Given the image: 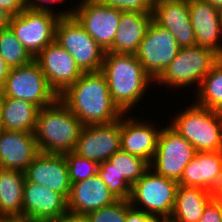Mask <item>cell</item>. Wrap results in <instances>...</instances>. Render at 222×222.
Returning a JSON list of instances; mask_svg holds the SVG:
<instances>
[{
	"label": "cell",
	"instance_id": "cell-1",
	"mask_svg": "<svg viewBox=\"0 0 222 222\" xmlns=\"http://www.w3.org/2000/svg\"><path fill=\"white\" fill-rule=\"evenodd\" d=\"M58 98L83 126L109 124L123 116L112 100L106 78L101 71L84 72Z\"/></svg>",
	"mask_w": 222,
	"mask_h": 222
},
{
	"label": "cell",
	"instance_id": "cell-2",
	"mask_svg": "<svg viewBox=\"0 0 222 222\" xmlns=\"http://www.w3.org/2000/svg\"><path fill=\"white\" fill-rule=\"evenodd\" d=\"M114 104L128 114L139 103L154 80L133 54L105 52L101 67ZM149 85V86H148ZM145 92V93H144Z\"/></svg>",
	"mask_w": 222,
	"mask_h": 222
},
{
	"label": "cell",
	"instance_id": "cell-3",
	"mask_svg": "<svg viewBox=\"0 0 222 222\" xmlns=\"http://www.w3.org/2000/svg\"><path fill=\"white\" fill-rule=\"evenodd\" d=\"M82 127L76 115L57 98L51 105L38 111L34 135L39 152H73Z\"/></svg>",
	"mask_w": 222,
	"mask_h": 222
},
{
	"label": "cell",
	"instance_id": "cell-4",
	"mask_svg": "<svg viewBox=\"0 0 222 222\" xmlns=\"http://www.w3.org/2000/svg\"><path fill=\"white\" fill-rule=\"evenodd\" d=\"M172 119L170 126L197 152L222 151V112L194 103Z\"/></svg>",
	"mask_w": 222,
	"mask_h": 222
},
{
	"label": "cell",
	"instance_id": "cell-5",
	"mask_svg": "<svg viewBox=\"0 0 222 222\" xmlns=\"http://www.w3.org/2000/svg\"><path fill=\"white\" fill-rule=\"evenodd\" d=\"M178 185V181L161 176L149 168L131 186L130 205L160 220H169L174 209Z\"/></svg>",
	"mask_w": 222,
	"mask_h": 222
},
{
	"label": "cell",
	"instance_id": "cell-6",
	"mask_svg": "<svg viewBox=\"0 0 222 222\" xmlns=\"http://www.w3.org/2000/svg\"><path fill=\"white\" fill-rule=\"evenodd\" d=\"M221 57L212 49L198 45L180 48L176 57L154 81L175 89L198 83V91L203 78Z\"/></svg>",
	"mask_w": 222,
	"mask_h": 222
},
{
	"label": "cell",
	"instance_id": "cell-7",
	"mask_svg": "<svg viewBox=\"0 0 222 222\" xmlns=\"http://www.w3.org/2000/svg\"><path fill=\"white\" fill-rule=\"evenodd\" d=\"M74 8L57 13L32 10L23 11L11 17L9 27L35 58L47 45L55 40V27L60 17L72 16Z\"/></svg>",
	"mask_w": 222,
	"mask_h": 222
},
{
	"label": "cell",
	"instance_id": "cell-8",
	"mask_svg": "<svg viewBox=\"0 0 222 222\" xmlns=\"http://www.w3.org/2000/svg\"><path fill=\"white\" fill-rule=\"evenodd\" d=\"M55 41L72 55L83 72L101 71L105 51L73 16L58 19Z\"/></svg>",
	"mask_w": 222,
	"mask_h": 222
},
{
	"label": "cell",
	"instance_id": "cell-9",
	"mask_svg": "<svg viewBox=\"0 0 222 222\" xmlns=\"http://www.w3.org/2000/svg\"><path fill=\"white\" fill-rule=\"evenodd\" d=\"M0 96L26 100L39 109L51 105L58 98L35 60L27 65L10 69L6 82L0 90Z\"/></svg>",
	"mask_w": 222,
	"mask_h": 222
},
{
	"label": "cell",
	"instance_id": "cell-10",
	"mask_svg": "<svg viewBox=\"0 0 222 222\" xmlns=\"http://www.w3.org/2000/svg\"><path fill=\"white\" fill-rule=\"evenodd\" d=\"M196 149L170 125L161 128L157 149L149 164L155 173L179 181Z\"/></svg>",
	"mask_w": 222,
	"mask_h": 222
},
{
	"label": "cell",
	"instance_id": "cell-11",
	"mask_svg": "<svg viewBox=\"0 0 222 222\" xmlns=\"http://www.w3.org/2000/svg\"><path fill=\"white\" fill-rule=\"evenodd\" d=\"M180 48L170 31L153 20L135 56L145 72L155 81L176 57Z\"/></svg>",
	"mask_w": 222,
	"mask_h": 222
},
{
	"label": "cell",
	"instance_id": "cell-12",
	"mask_svg": "<svg viewBox=\"0 0 222 222\" xmlns=\"http://www.w3.org/2000/svg\"><path fill=\"white\" fill-rule=\"evenodd\" d=\"M76 6L72 16L106 52L115 39L121 11L98 0H81Z\"/></svg>",
	"mask_w": 222,
	"mask_h": 222
},
{
	"label": "cell",
	"instance_id": "cell-13",
	"mask_svg": "<svg viewBox=\"0 0 222 222\" xmlns=\"http://www.w3.org/2000/svg\"><path fill=\"white\" fill-rule=\"evenodd\" d=\"M34 60L39 64L48 85L58 96L84 73L72 55L55 40L47 45Z\"/></svg>",
	"mask_w": 222,
	"mask_h": 222
},
{
	"label": "cell",
	"instance_id": "cell-14",
	"mask_svg": "<svg viewBox=\"0 0 222 222\" xmlns=\"http://www.w3.org/2000/svg\"><path fill=\"white\" fill-rule=\"evenodd\" d=\"M121 149L120 119L109 124L83 126L74 152L98 165Z\"/></svg>",
	"mask_w": 222,
	"mask_h": 222
},
{
	"label": "cell",
	"instance_id": "cell-15",
	"mask_svg": "<svg viewBox=\"0 0 222 222\" xmlns=\"http://www.w3.org/2000/svg\"><path fill=\"white\" fill-rule=\"evenodd\" d=\"M24 173L29 182L48 187L67 200L71 182L64 154L39 152Z\"/></svg>",
	"mask_w": 222,
	"mask_h": 222
},
{
	"label": "cell",
	"instance_id": "cell-16",
	"mask_svg": "<svg viewBox=\"0 0 222 222\" xmlns=\"http://www.w3.org/2000/svg\"><path fill=\"white\" fill-rule=\"evenodd\" d=\"M152 14L153 20L168 29L181 48L196 45L188 0H155Z\"/></svg>",
	"mask_w": 222,
	"mask_h": 222
},
{
	"label": "cell",
	"instance_id": "cell-17",
	"mask_svg": "<svg viewBox=\"0 0 222 222\" xmlns=\"http://www.w3.org/2000/svg\"><path fill=\"white\" fill-rule=\"evenodd\" d=\"M126 115L128 114H123L120 118L121 150L138 156L150 164L157 149L161 127L158 129L146 120L143 122V119L141 121L136 116L129 118Z\"/></svg>",
	"mask_w": 222,
	"mask_h": 222
},
{
	"label": "cell",
	"instance_id": "cell-18",
	"mask_svg": "<svg viewBox=\"0 0 222 222\" xmlns=\"http://www.w3.org/2000/svg\"><path fill=\"white\" fill-rule=\"evenodd\" d=\"M67 200L48 187L29 182L23 188V216L30 221L58 220L66 214Z\"/></svg>",
	"mask_w": 222,
	"mask_h": 222
},
{
	"label": "cell",
	"instance_id": "cell-19",
	"mask_svg": "<svg viewBox=\"0 0 222 222\" xmlns=\"http://www.w3.org/2000/svg\"><path fill=\"white\" fill-rule=\"evenodd\" d=\"M188 8L196 45L210 48L222 58L220 9L206 0H188Z\"/></svg>",
	"mask_w": 222,
	"mask_h": 222
},
{
	"label": "cell",
	"instance_id": "cell-20",
	"mask_svg": "<svg viewBox=\"0 0 222 222\" xmlns=\"http://www.w3.org/2000/svg\"><path fill=\"white\" fill-rule=\"evenodd\" d=\"M117 200L96 174L86 180L71 184L67 198V211L76 215H86L88 212L111 205Z\"/></svg>",
	"mask_w": 222,
	"mask_h": 222
},
{
	"label": "cell",
	"instance_id": "cell-21",
	"mask_svg": "<svg viewBox=\"0 0 222 222\" xmlns=\"http://www.w3.org/2000/svg\"><path fill=\"white\" fill-rule=\"evenodd\" d=\"M38 153L34 133L0 130V168L24 172Z\"/></svg>",
	"mask_w": 222,
	"mask_h": 222
},
{
	"label": "cell",
	"instance_id": "cell-22",
	"mask_svg": "<svg viewBox=\"0 0 222 222\" xmlns=\"http://www.w3.org/2000/svg\"><path fill=\"white\" fill-rule=\"evenodd\" d=\"M222 175V151L196 152L184 168L179 185L204 188L213 192Z\"/></svg>",
	"mask_w": 222,
	"mask_h": 222
},
{
	"label": "cell",
	"instance_id": "cell-23",
	"mask_svg": "<svg viewBox=\"0 0 222 222\" xmlns=\"http://www.w3.org/2000/svg\"><path fill=\"white\" fill-rule=\"evenodd\" d=\"M152 21V12L121 11L120 24L115 39L106 52L135 55Z\"/></svg>",
	"mask_w": 222,
	"mask_h": 222
},
{
	"label": "cell",
	"instance_id": "cell-24",
	"mask_svg": "<svg viewBox=\"0 0 222 222\" xmlns=\"http://www.w3.org/2000/svg\"><path fill=\"white\" fill-rule=\"evenodd\" d=\"M38 111L29 101L0 96L1 129L34 133Z\"/></svg>",
	"mask_w": 222,
	"mask_h": 222
},
{
	"label": "cell",
	"instance_id": "cell-25",
	"mask_svg": "<svg viewBox=\"0 0 222 222\" xmlns=\"http://www.w3.org/2000/svg\"><path fill=\"white\" fill-rule=\"evenodd\" d=\"M212 199V192L204 188L178 185L175 205L169 221L199 222L205 207Z\"/></svg>",
	"mask_w": 222,
	"mask_h": 222
},
{
	"label": "cell",
	"instance_id": "cell-26",
	"mask_svg": "<svg viewBox=\"0 0 222 222\" xmlns=\"http://www.w3.org/2000/svg\"><path fill=\"white\" fill-rule=\"evenodd\" d=\"M25 173L0 168V216H23Z\"/></svg>",
	"mask_w": 222,
	"mask_h": 222
},
{
	"label": "cell",
	"instance_id": "cell-27",
	"mask_svg": "<svg viewBox=\"0 0 222 222\" xmlns=\"http://www.w3.org/2000/svg\"><path fill=\"white\" fill-rule=\"evenodd\" d=\"M195 98L196 104L222 112V58L203 78Z\"/></svg>",
	"mask_w": 222,
	"mask_h": 222
},
{
	"label": "cell",
	"instance_id": "cell-28",
	"mask_svg": "<svg viewBox=\"0 0 222 222\" xmlns=\"http://www.w3.org/2000/svg\"><path fill=\"white\" fill-rule=\"evenodd\" d=\"M107 161L111 164V168L121 175L130 186L136 183L150 168L149 163L144 159L121 149Z\"/></svg>",
	"mask_w": 222,
	"mask_h": 222
},
{
	"label": "cell",
	"instance_id": "cell-29",
	"mask_svg": "<svg viewBox=\"0 0 222 222\" xmlns=\"http://www.w3.org/2000/svg\"><path fill=\"white\" fill-rule=\"evenodd\" d=\"M0 56L10 68L24 66L34 60L10 27L0 30Z\"/></svg>",
	"mask_w": 222,
	"mask_h": 222
},
{
	"label": "cell",
	"instance_id": "cell-30",
	"mask_svg": "<svg viewBox=\"0 0 222 222\" xmlns=\"http://www.w3.org/2000/svg\"><path fill=\"white\" fill-rule=\"evenodd\" d=\"M97 176L103 180L110 192L118 200H129L131 186L111 168V164L108 161L99 164Z\"/></svg>",
	"mask_w": 222,
	"mask_h": 222
},
{
	"label": "cell",
	"instance_id": "cell-31",
	"mask_svg": "<svg viewBox=\"0 0 222 222\" xmlns=\"http://www.w3.org/2000/svg\"><path fill=\"white\" fill-rule=\"evenodd\" d=\"M71 184L86 180L97 174L99 165L87 158L77 155L74 151L64 153Z\"/></svg>",
	"mask_w": 222,
	"mask_h": 222
},
{
	"label": "cell",
	"instance_id": "cell-32",
	"mask_svg": "<svg viewBox=\"0 0 222 222\" xmlns=\"http://www.w3.org/2000/svg\"><path fill=\"white\" fill-rule=\"evenodd\" d=\"M131 209L129 200H117L111 205L88 212L85 216L89 222H126Z\"/></svg>",
	"mask_w": 222,
	"mask_h": 222
},
{
	"label": "cell",
	"instance_id": "cell-33",
	"mask_svg": "<svg viewBox=\"0 0 222 222\" xmlns=\"http://www.w3.org/2000/svg\"><path fill=\"white\" fill-rule=\"evenodd\" d=\"M100 3L119 9L120 11L131 12H153L155 0H98Z\"/></svg>",
	"mask_w": 222,
	"mask_h": 222
},
{
	"label": "cell",
	"instance_id": "cell-34",
	"mask_svg": "<svg viewBox=\"0 0 222 222\" xmlns=\"http://www.w3.org/2000/svg\"><path fill=\"white\" fill-rule=\"evenodd\" d=\"M199 222H222L221 209L214 199L205 207Z\"/></svg>",
	"mask_w": 222,
	"mask_h": 222
},
{
	"label": "cell",
	"instance_id": "cell-35",
	"mask_svg": "<svg viewBox=\"0 0 222 222\" xmlns=\"http://www.w3.org/2000/svg\"><path fill=\"white\" fill-rule=\"evenodd\" d=\"M25 7L24 0H0V8L5 9L12 16L20 14Z\"/></svg>",
	"mask_w": 222,
	"mask_h": 222
},
{
	"label": "cell",
	"instance_id": "cell-36",
	"mask_svg": "<svg viewBox=\"0 0 222 222\" xmlns=\"http://www.w3.org/2000/svg\"><path fill=\"white\" fill-rule=\"evenodd\" d=\"M126 222H161V220L132 208L127 214Z\"/></svg>",
	"mask_w": 222,
	"mask_h": 222
},
{
	"label": "cell",
	"instance_id": "cell-37",
	"mask_svg": "<svg viewBox=\"0 0 222 222\" xmlns=\"http://www.w3.org/2000/svg\"><path fill=\"white\" fill-rule=\"evenodd\" d=\"M63 1L64 0H28L26 2V7L30 8L32 10L49 11V12L55 13V10H53V8L49 7L48 4L49 3L54 4V2L60 3Z\"/></svg>",
	"mask_w": 222,
	"mask_h": 222
},
{
	"label": "cell",
	"instance_id": "cell-38",
	"mask_svg": "<svg viewBox=\"0 0 222 222\" xmlns=\"http://www.w3.org/2000/svg\"><path fill=\"white\" fill-rule=\"evenodd\" d=\"M58 222H89L85 215H76L67 212L58 219Z\"/></svg>",
	"mask_w": 222,
	"mask_h": 222
},
{
	"label": "cell",
	"instance_id": "cell-39",
	"mask_svg": "<svg viewBox=\"0 0 222 222\" xmlns=\"http://www.w3.org/2000/svg\"><path fill=\"white\" fill-rule=\"evenodd\" d=\"M10 67L5 60L0 56V90L3 88L6 78L9 75Z\"/></svg>",
	"mask_w": 222,
	"mask_h": 222
},
{
	"label": "cell",
	"instance_id": "cell-40",
	"mask_svg": "<svg viewBox=\"0 0 222 222\" xmlns=\"http://www.w3.org/2000/svg\"><path fill=\"white\" fill-rule=\"evenodd\" d=\"M12 15L8 13L5 9L0 8V30L8 28L10 25Z\"/></svg>",
	"mask_w": 222,
	"mask_h": 222
},
{
	"label": "cell",
	"instance_id": "cell-41",
	"mask_svg": "<svg viewBox=\"0 0 222 222\" xmlns=\"http://www.w3.org/2000/svg\"><path fill=\"white\" fill-rule=\"evenodd\" d=\"M0 222H30L24 216H0Z\"/></svg>",
	"mask_w": 222,
	"mask_h": 222
},
{
	"label": "cell",
	"instance_id": "cell-42",
	"mask_svg": "<svg viewBox=\"0 0 222 222\" xmlns=\"http://www.w3.org/2000/svg\"><path fill=\"white\" fill-rule=\"evenodd\" d=\"M212 194H213V197H222V175L218 182V185L215 187Z\"/></svg>",
	"mask_w": 222,
	"mask_h": 222
},
{
	"label": "cell",
	"instance_id": "cell-43",
	"mask_svg": "<svg viewBox=\"0 0 222 222\" xmlns=\"http://www.w3.org/2000/svg\"><path fill=\"white\" fill-rule=\"evenodd\" d=\"M208 1L212 6L222 9V0H206Z\"/></svg>",
	"mask_w": 222,
	"mask_h": 222
},
{
	"label": "cell",
	"instance_id": "cell-44",
	"mask_svg": "<svg viewBox=\"0 0 222 222\" xmlns=\"http://www.w3.org/2000/svg\"><path fill=\"white\" fill-rule=\"evenodd\" d=\"M213 199L217 202L222 212V197H213Z\"/></svg>",
	"mask_w": 222,
	"mask_h": 222
},
{
	"label": "cell",
	"instance_id": "cell-45",
	"mask_svg": "<svg viewBox=\"0 0 222 222\" xmlns=\"http://www.w3.org/2000/svg\"><path fill=\"white\" fill-rule=\"evenodd\" d=\"M30 222H58V220H35Z\"/></svg>",
	"mask_w": 222,
	"mask_h": 222
},
{
	"label": "cell",
	"instance_id": "cell-46",
	"mask_svg": "<svg viewBox=\"0 0 222 222\" xmlns=\"http://www.w3.org/2000/svg\"><path fill=\"white\" fill-rule=\"evenodd\" d=\"M220 18H221V30H222V9H220Z\"/></svg>",
	"mask_w": 222,
	"mask_h": 222
},
{
	"label": "cell",
	"instance_id": "cell-47",
	"mask_svg": "<svg viewBox=\"0 0 222 222\" xmlns=\"http://www.w3.org/2000/svg\"><path fill=\"white\" fill-rule=\"evenodd\" d=\"M161 222H170L169 220H161Z\"/></svg>",
	"mask_w": 222,
	"mask_h": 222
}]
</instances>
